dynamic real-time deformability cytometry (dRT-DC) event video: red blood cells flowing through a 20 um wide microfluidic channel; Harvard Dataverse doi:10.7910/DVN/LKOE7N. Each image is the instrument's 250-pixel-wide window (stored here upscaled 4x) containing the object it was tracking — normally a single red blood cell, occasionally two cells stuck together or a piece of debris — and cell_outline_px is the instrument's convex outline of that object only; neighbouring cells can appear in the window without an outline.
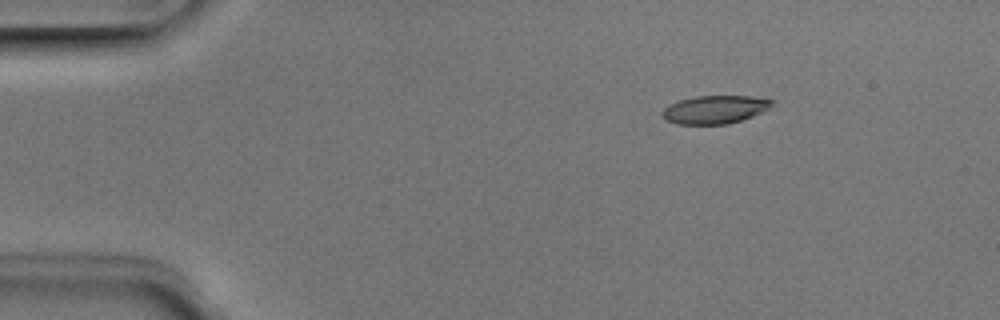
{"species": "Egyptian fruit bat (a non-hibernating species)", "species_latin": "Rousettus aegyptiacus", "temperature_condition": "room temperature", "stored_images_in_passage": 3, "camera_frame_rate_fps": 3000, "um_per_image_px": 0.085, "animal": {"sex": "male"}, "frame": {"image": 1, "passage_image": 1, "time_ms": 0.0, "image_size_px": [1000, 320], "cell_outline_px": [[776, 100], [768, 108], [752, 116], [740, 120], [724, 124], [676, 124], [668, 120], [664, 116], [664, 108], [668, 104], [680, 100], [696, 96], [752, 96]], "centroid_in_image_um": [60.78, 9.29], "position_along_channel_um": 24.2, "area_um2": 17.69}}